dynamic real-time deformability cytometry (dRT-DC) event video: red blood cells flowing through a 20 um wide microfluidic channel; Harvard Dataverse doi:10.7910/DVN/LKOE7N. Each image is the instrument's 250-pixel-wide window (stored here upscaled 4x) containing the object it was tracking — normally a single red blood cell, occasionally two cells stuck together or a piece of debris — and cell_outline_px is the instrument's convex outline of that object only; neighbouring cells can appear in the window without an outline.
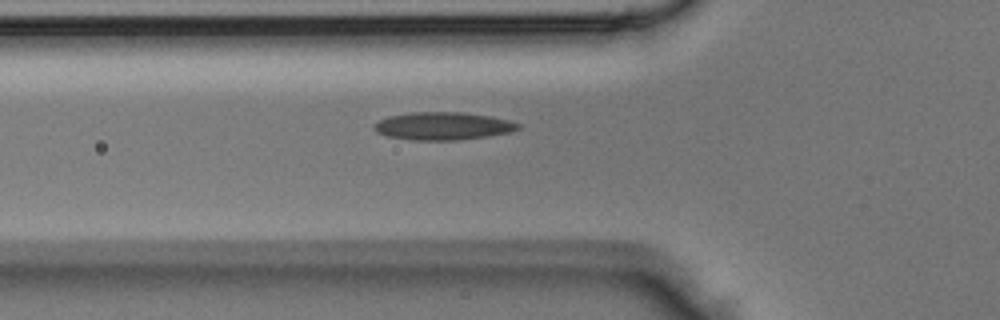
{"species": "Egyptian fruit bat (a non-hibernating species)", "species_latin": "Rousettus aegyptiacus", "temperature_condition": "room temperature", "stored_images_in_passage": 5, "camera_frame_rate_fps": 3000, "um_per_image_px": 0.085, "animal": {"sex": "male"}, "frame": {"image": 1, "passage_image": 5, "time_ms": 1.333, "image_size_px": [1000, 320], "cell_outline_px": [[520, 128], [508, 132], [488, 136], [456, 140], [412, 140], [388, 136], [376, 132], [372, 128], [372, 124], [388, 116], [412, 112], [460, 112], [488, 116], [508, 120], [520, 124]], "centroid_in_image_um": [37.59, 10.71], "position_along_channel_um": 88.2, "area_um2": 23.18}}